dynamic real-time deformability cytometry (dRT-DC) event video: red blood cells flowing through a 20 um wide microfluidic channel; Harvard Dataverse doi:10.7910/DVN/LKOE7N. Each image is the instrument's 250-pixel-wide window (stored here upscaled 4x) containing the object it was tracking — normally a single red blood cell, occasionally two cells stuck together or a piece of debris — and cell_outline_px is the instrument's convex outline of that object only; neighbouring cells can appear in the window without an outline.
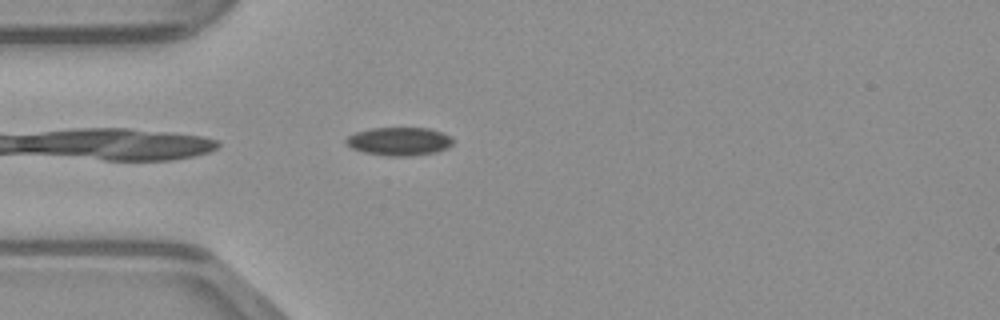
{"species": "common noctule bat (a hibernating species)", "species_latin": "Nyctalus noctula", "temperature_condition": "warm", "stored_images_in_passage": 37, "camera_frame_rate_fps": 3000, "um_per_image_px": 0.085, "animal": {"sex": "male", "body_mass_g": 23.1, "forearm_length_mm": 52.7}, "frame": {"image": 1, "passage_image": 2, "time_ms": 0.333, "image_size_px": [1000, 320], "cell_outline_px": [[452, 144], [448, 148], [436, 152], [412, 156], [388, 156], [364, 152], [352, 148], [344, 144], [344, 140], [348, 136], [356, 132], [372, 128], [428, 128], [444, 132], [452, 136]], "centroid_in_image_um": [33.94, 12.01], "position_along_channel_um": 51.1, "area_um2": 17.8}}
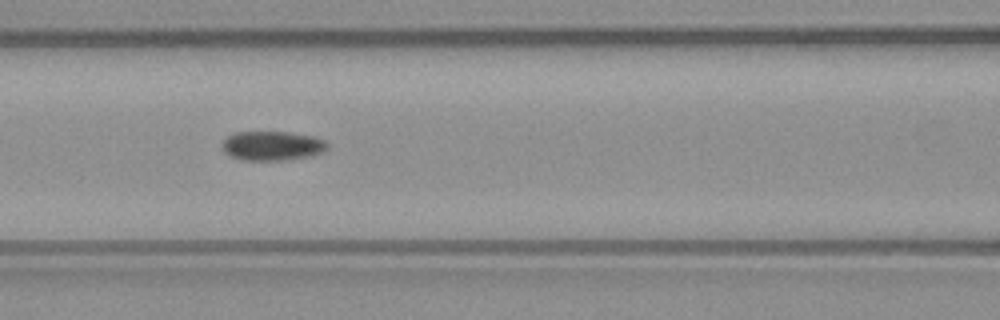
{"frame": {"image": 2, "passage_image": 9, "time_ms": 2.667, "image_size_px": [1000, 320], "cell_outline_px": [[328, 148], [324, 152], [312, 156], [288, 160], [244, 160], [232, 156], [224, 152], [224, 140], [228, 136], [236, 132], [288, 132], [312, 136], [324, 140], [328, 144]], "centroid_in_image_um": [23.2, 12.4], "position_along_channel_um": 143.4, "area_um2": 17.92}}
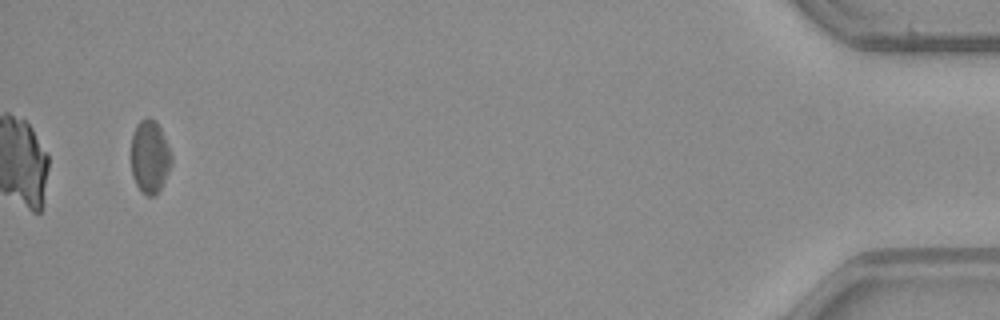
{"frame": {"image": 3, "passage_image": 35, "time_ms": 11.333, "image_size_px": [1000, 320], "cell_outline_px": [[172, 164], [160, 188], [152, 196], [148, 196], [136, 184], [132, 176], [132, 136], [136, 124], [144, 116], [148, 116], [156, 120], [164, 136], [172, 156]], "centroid_in_image_um": [12.73, 13.26], "position_along_channel_um": 422.5, "area_um2": 16.99}}